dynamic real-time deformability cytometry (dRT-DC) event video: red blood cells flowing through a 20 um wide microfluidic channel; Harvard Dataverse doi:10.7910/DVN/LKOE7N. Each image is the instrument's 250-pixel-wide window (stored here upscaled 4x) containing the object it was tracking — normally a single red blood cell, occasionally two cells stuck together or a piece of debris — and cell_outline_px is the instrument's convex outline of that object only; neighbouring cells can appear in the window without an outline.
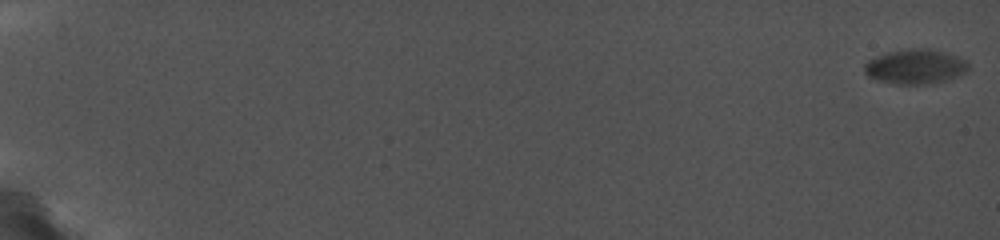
{"species": "common noctule bat (a hibernating species)", "species_latin": "Nyctalus noctula", "temperature_condition": "cold", "stored_images_in_passage": 42, "camera_frame_rate_fps": 5000, "um_per_image_px": 0.085, "animal": {"sex": "female", "body_mass_g": 19.0, "forearm_length_mm": 56.7}, "frame": {"image": 1, "passage_image": 1, "time_ms": 0.0, "image_size_px": [1000, 240], "cell_outline_px": [[968, 68], [964, 72], [956, 76], [944, 80], [924, 84], [896, 84], [876, 80], [868, 76], [864, 72], [864, 64], [868, 60], [884, 52], [912, 48], [928, 48], [956, 56], [968, 60]], "centroid_in_image_um": [77.75, 5.65], "position_along_channel_um": 7.3, "area_um2": 20.92}}
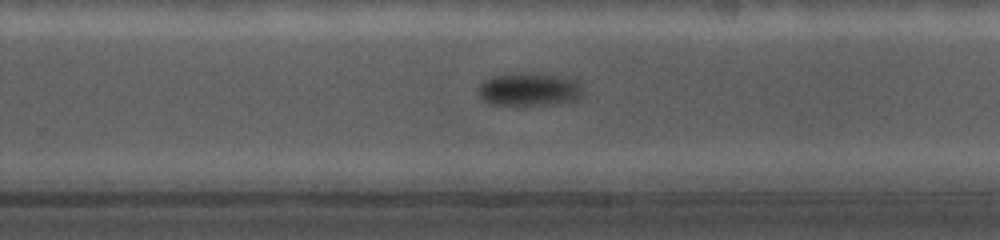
{"frame": {"image": 2, "passage_image": 32, "time_ms": 13.8, "image_size_px": [1000, 240], "cell_outline_px": [[580, 92], [576, 100], [548, 104], [496, 104], [484, 100], [480, 92], [480, 88], [492, 76], [552, 76], [572, 80], [580, 88]], "centroid_in_image_um": [44.98, 7.66], "position_along_channel_um": 284.8, "area_um2": 17.92}}
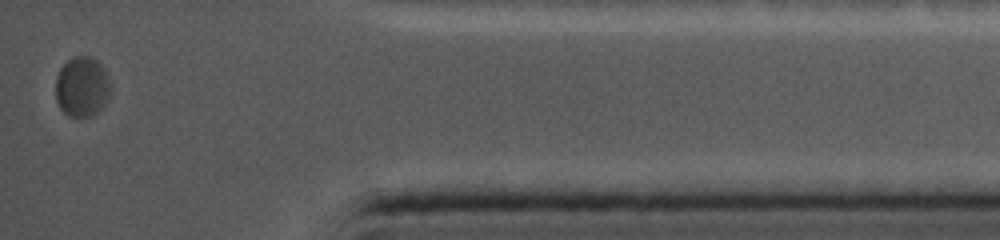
{"frame": {"image": 3, "passage_image": 42, "time_ms": 18.2, "image_size_px": [1000, 240], "cell_outline_px": [[112, 92], [100, 108], [96, 112], [88, 116], [68, 116], [60, 108], [56, 100], [56, 76], [60, 68], [72, 56], [92, 56], [104, 68], [112, 84]], "centroid_in_image_um": [6.98, 7.34], "position_along_channel_um": 428.2, "area_um2": 19.36}}